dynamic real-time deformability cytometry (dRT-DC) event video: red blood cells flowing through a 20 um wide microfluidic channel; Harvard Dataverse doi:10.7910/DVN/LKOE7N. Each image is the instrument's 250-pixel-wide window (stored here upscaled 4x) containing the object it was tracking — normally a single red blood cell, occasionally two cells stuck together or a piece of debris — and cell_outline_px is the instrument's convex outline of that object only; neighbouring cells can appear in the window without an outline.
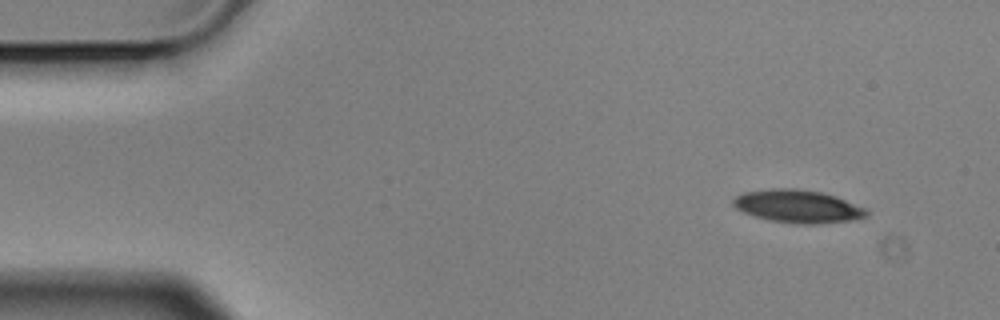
{"species": "Egyptian fruit bat (a non-hibernating species)", "species_latin": "Rousettus aegyptiacus", "temperature_condition": "cold", "stored_images_in_passage": 5, "segment_of_instrument_passage": [1, 2], "camera_frame_rate_fps": 3000, "um_per_image_px": 0.085, "animal": {"sex": "male"}, "frame": {"image": 1, "passage_image": 1, "time_ms": 0.0, "image_size_px": [1000, 320], "cell_outline_px": [[868, 216], [848, 220], [812, 224], [804, 224], [772, 220], [756, 216], [744, 212], [736, 208], [732, 204], [732, 200], [736, 196], [744, 192], [772, 188], [796, 188], [820, 192], [836, 196], [868, 208]], "centroid_in_image_um": [67.83, 17.52], "position_along_channel_um": 17.2, "area_um2": 25.32}}
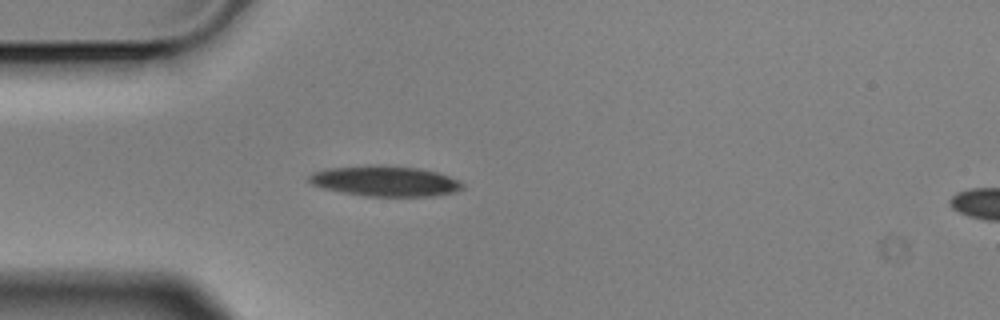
{"frame": {"image": 2, "passage_image": 4, "time_ms": 1.0, "image_size_px": [1000, 320], "cell_outline_px": [[464, 188], [456, 192], [432, 196], [368, 196], [344, 192], [324, 188], [312, 184], [308, 180], [308, 176], [312, 172], [324, 168], [368, 164], [384, 164], [420, 168], [436, 172], [460, 180], [464, 184]], "centroid_in_image_um": [32.74, 15.36], "position_along_channel_um": 52.3, "area_um2": 27.63}}